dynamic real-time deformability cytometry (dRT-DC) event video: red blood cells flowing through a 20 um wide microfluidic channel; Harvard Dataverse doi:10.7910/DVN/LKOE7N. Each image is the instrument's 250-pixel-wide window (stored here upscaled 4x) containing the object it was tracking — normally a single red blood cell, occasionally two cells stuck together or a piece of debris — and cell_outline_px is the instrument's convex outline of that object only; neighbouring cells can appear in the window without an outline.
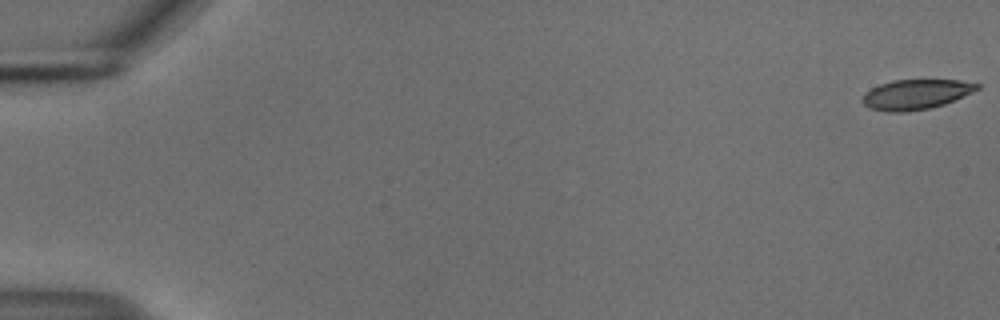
{"species": "common noctule bat (a hibernating species)", "species_latin": "Nyctalus noctula", "temperature_condition": "cold", "stored_images_in_passage": 55, "camera_frame_rate_fps": 3000, "um_per_image_px": 0.085, "animal": {"sex": "male", "body_mass_g": 18.8}, "frame": {"image": 1, "passage_image": 1, "time_ms": 0.0, "image_size_px": [1000, 320], "cell_outline_px": [[980, 88], [972, 92], [944, 104], [928, 108], [908, 112], [888, 112], [868, 108], [864, 104], [864, 96], [872, 88], [880, 84], [892, 80], [960, 80], [980, 84]], "centroid_in_image_um": [77.86, 8.02], "position_along_channel_um": 7.1, "area_um2": 19.77}}
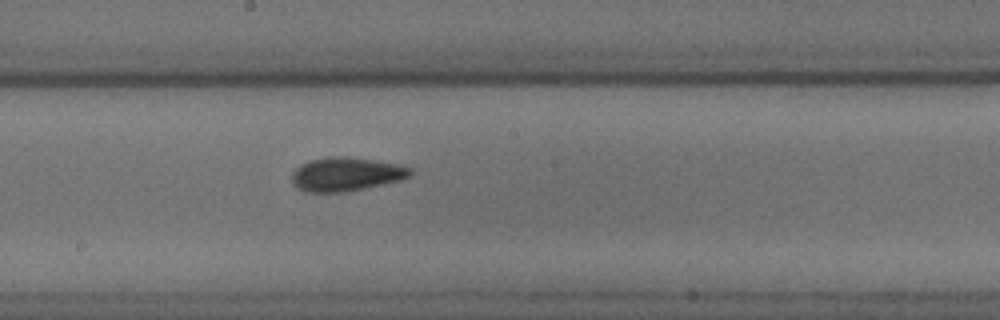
{"frame": {"image": 2, "passage_image": 31, "time_ms": 10.0, "image_size_px": [1000, 320], "cell_outline_px": [[412, 176], [400, 180], [364, 188], [340, 192], [308, 192], [296, 188], [292, 184], [292, 172], [300, 164], [308, 160], [328, 156], [348, 156], [400, 164], [412, 168]], "centroid_in_image_um": [29.4, 14.79], "position_along_channel_um": 218.8, "area_um2": 23.52}}
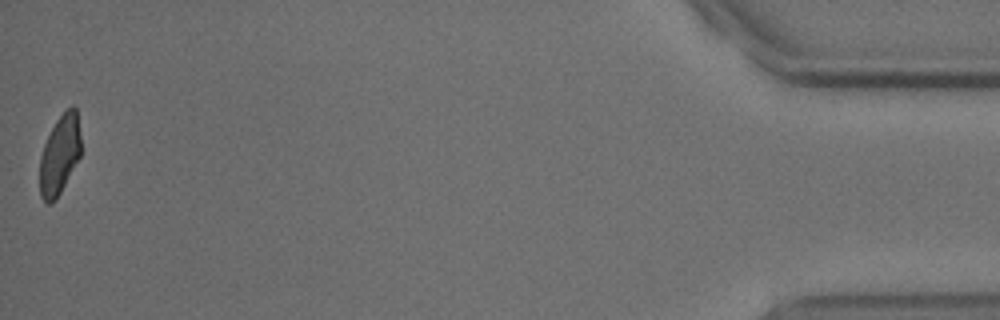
{"frame": {"image": 3, "passage_image": 55, "time_ms": 18.0, "image_size_px": [1000, 320], "cell_outline_px": [[80, 156], [60, 192], [48, 204], [40, 196], [40, 156], [44, 144], [56, 120], [72, 104], [76, 108], [80, 136]], "centroid_in_image_um": [5.07, 13.12], "position_along_channel_um": 430.1, "area_um2": 18.55}, "authors_computed_cell_mechanics": {"area_um2": 21.5016, "velocity_mm_per_s": 3.7305, "shape_relaxation_time_tau1_ms": 6.1816, "shape_relaxation_time_tau2_ms": 4.6961, "deformation_change_tau1": 0.1407, "deformation_change_tau2": 0.093}}